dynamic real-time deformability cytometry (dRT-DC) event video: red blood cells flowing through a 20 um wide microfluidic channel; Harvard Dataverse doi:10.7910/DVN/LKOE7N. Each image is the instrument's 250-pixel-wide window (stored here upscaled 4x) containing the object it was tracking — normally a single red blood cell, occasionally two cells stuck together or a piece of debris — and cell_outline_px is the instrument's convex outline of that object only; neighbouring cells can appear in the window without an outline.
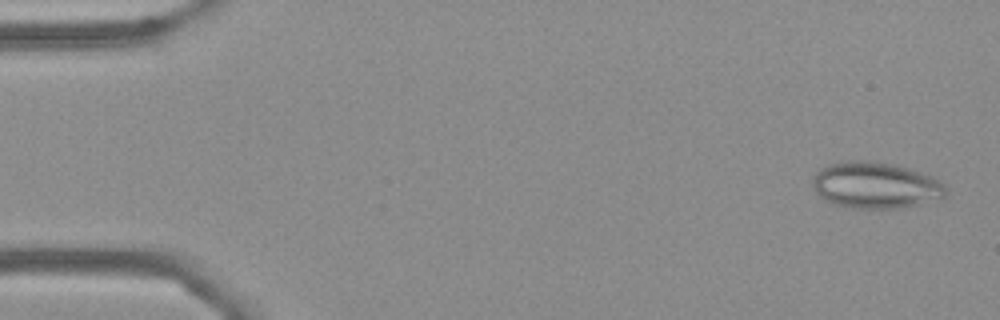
{"species": "Egyptian fruit bat (a non-hibernating species)", "species_latin": "Rousettus aegyptiacus", "temperature_condition": "cold", "stored_images_in_passage": 55, "camera_frame_rate_fps": 3000, "um_per_image_px": 0.085, "frame": {"image": 1, "passage_image": 2, "time_ms": 0.333, "image_size_px": [1000, 320], "cell_outline_px": [[948, 192], [944, 196], [920, 204], [900, 208], [852, 208], [832, 204], [824, 200], [816, 192], [812, 184], [812, 180], [816, 172], [820, 168], [828, 164], [844, 160], [868, 160], [896, 164], [932, 176], [940, 180], [944, 184]], "centroid_in_image_um": [74.39, 15.73], "position_along_channel_um": 10.6, "area_um2": 36.36}}
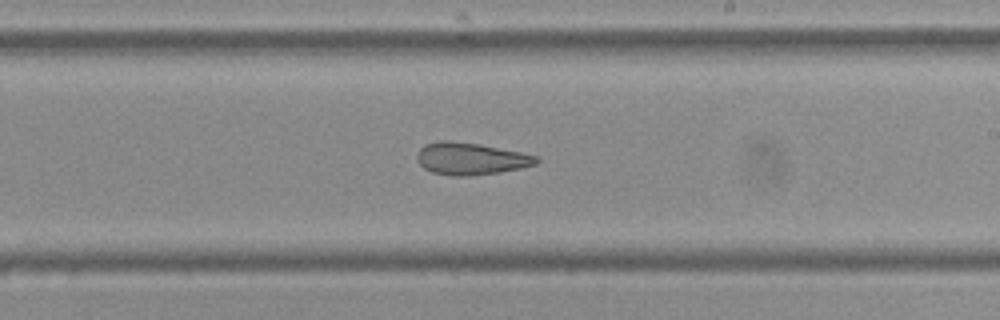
{"frame": {"image": 2, "passage_image": 32, "time_ms": 10.333, "image_size_px": [1000, 320], "cell_outline_px": [[540, 160], [536, 164], [520, 168], [500, 172], [468, 176], [452, 176], [432, 172], [424, 168], [416, 160], [416, 156], [420, 148], [424, 144], [440, 140], [448, 140], [480, 144], [540, 156]], "centroid_in_image_um": [40.0, 13.48], "position_along_channel_um": 249.0, "area_um2": 22.48}}
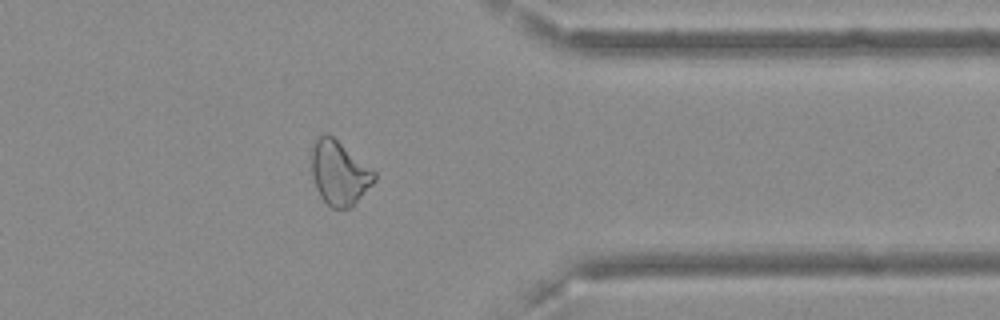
{"frame": {"image": 3, "passage_image": 44, "time_ms": 14.333, "image_size_px": [1000, 320], "cell_outline_px": [[376, 180], [352, 208], [332, 208], [320, 196], [316, 188], [312, 176], [312, 148], [316, 140], [324, 132], [328, 132], [376, 172]], "centroid_in_image_um": [28.85, 14.71], "position_along_channel_um": 382.6, "area_um2": 23.47}, "authors_computed_cell_mechanics": {"area_um2": 25.8944, "velocity_mm_per_s": 3.6264, "shape_relaxation_time_tau1_ms": null, "shape_relaxation_time_tau2_ms": 3.4513, "deformation_change_tau1": null, "deformation_change_tau2": 0.1121}}